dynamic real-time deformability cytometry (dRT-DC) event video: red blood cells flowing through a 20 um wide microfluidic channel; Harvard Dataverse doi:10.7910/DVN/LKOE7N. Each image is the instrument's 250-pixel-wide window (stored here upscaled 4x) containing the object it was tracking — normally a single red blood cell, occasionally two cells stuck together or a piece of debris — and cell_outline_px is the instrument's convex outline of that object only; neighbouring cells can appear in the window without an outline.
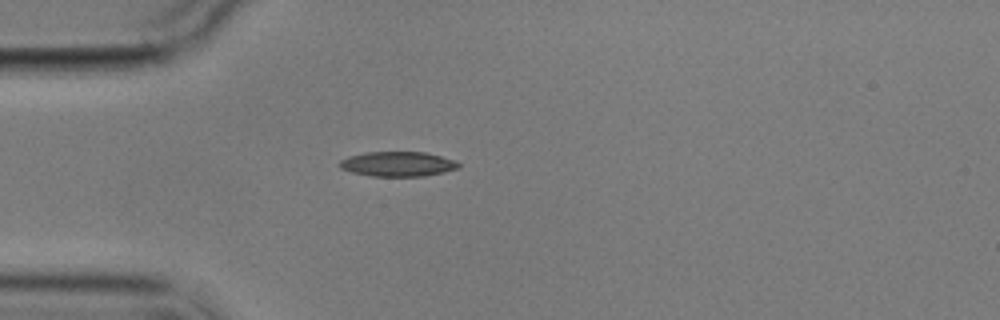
{"species": "common noctule bat (a hibernating species)", "species_latin": "Nyctalus noctula", "temperature_condition": "cold", "stored_images_in_passage": 4, "camera_frame_rate_fps": 3000, "um_per_image_px": 0.085, "animal": {"sex": "male", "body_mass_g": 17.9}, "frame": {"image": 1, "passage_image": 3, "time_ms": 3.0, "image_size_px": [1000, 320], "cell_outline_px": [[460, 168], [444, 172], [424, 176], [372, 176], [352, 172], [340, 168], [336, 164], [340, 160], [348, 156], [364, 152], [424, 152], [440, 156], [452, 160], [460, 164]], "centroid_in_image_um": [33.76, 13.94], "position_along_channel_um": 51.2, "area_um2": 17.22}}